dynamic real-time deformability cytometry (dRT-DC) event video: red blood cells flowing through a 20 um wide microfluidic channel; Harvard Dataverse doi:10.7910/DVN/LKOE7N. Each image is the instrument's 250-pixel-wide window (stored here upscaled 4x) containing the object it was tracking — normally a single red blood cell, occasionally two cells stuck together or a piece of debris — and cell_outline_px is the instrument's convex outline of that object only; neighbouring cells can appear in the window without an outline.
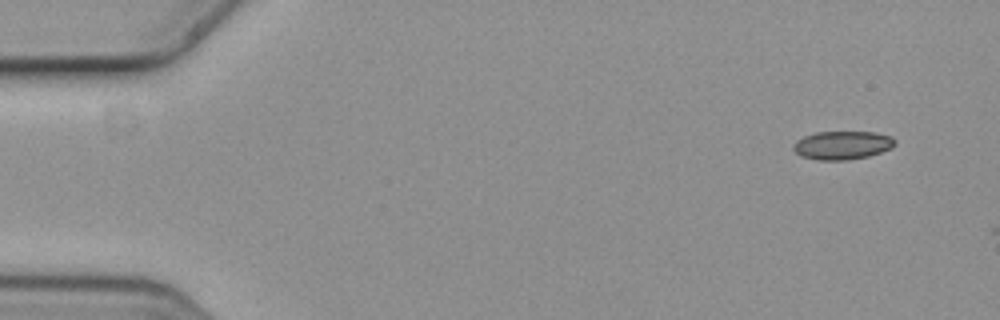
{"species": "common noctule bat (a hibernating species)", "species_latin": "Nyctalus noctula", "temperature_condition": "cold", "stored_images_in_passage": 3, "camera_frame_rate_fps": 3000, "um_per_image_px": 0.085, "animal": {"sex": "female", "body_mass_g": 19.3, "forearm_length_mm": 54.1}, "frame": {"image": 1, "passage_image": 3, "time_ms": 0.667, "image_size_px": [1000, 320], "cell_outline_px": [[896, 144], [892, 148], [868, 156], [848, 160], [816, 160], [800, 156], [792, 148], [792, 144], [796, 140], [804, 136], [816, 132], [876, 132], [892, 136], [896, 140]], "centroid_in_image_um": [71.6, 12.34], "position_along_channel_um": 13.4, "area_um2": 17.05}}